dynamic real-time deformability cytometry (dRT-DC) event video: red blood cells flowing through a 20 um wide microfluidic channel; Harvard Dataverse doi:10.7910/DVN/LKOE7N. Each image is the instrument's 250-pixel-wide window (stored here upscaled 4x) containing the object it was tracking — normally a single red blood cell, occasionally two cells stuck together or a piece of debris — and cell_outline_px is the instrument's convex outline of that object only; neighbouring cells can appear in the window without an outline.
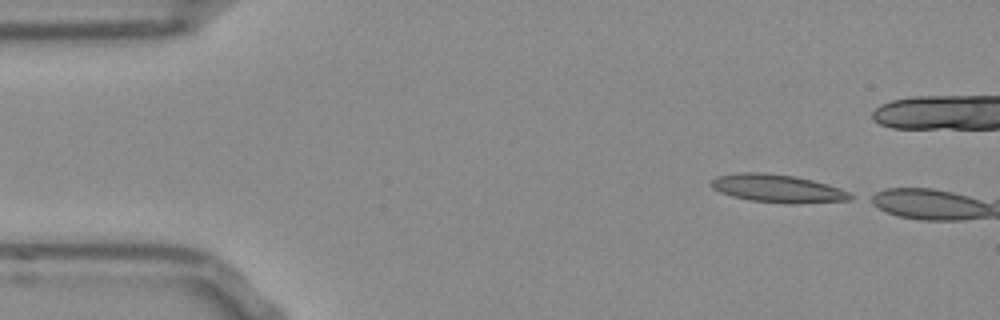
{"species": "Egyptian fruit bat (a non-hibernating species)", "species_latin": "Rousettus aegyptiacus", "temperature_condition": "room temperature", "stored_images_in_passage": 7, "camera_frame_rate_fps": 3000, "um_per_image_px": 0.085, "frame": {"image": 1, "passage_image": 1, "time_ms": 0.0, "image_size_px": [1000, 320], "cell_outline_px": [[856, 196], [852, 200], [796, 204], [788, 204], [752, 200], [732, 196], [720, 192], [712, 188], [708, 184], [716, 176], [736, 172], [764, 172], [796, 176], [828, 184], [840, 188]], "centroid_in_image_um": [66.11, 16.01], "position_along_channel_um": 18.9, "area_um2": 23.06}}